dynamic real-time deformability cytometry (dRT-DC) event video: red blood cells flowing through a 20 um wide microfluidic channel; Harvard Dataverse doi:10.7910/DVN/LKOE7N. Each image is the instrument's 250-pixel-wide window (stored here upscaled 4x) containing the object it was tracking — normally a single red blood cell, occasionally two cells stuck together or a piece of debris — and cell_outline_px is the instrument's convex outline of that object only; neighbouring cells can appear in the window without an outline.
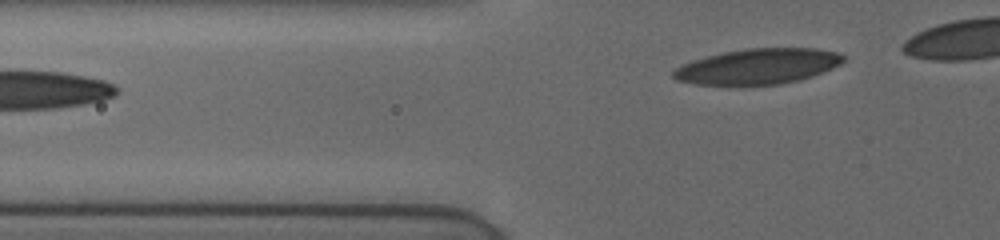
{"species": "human", "species_latin": "Homo sapiens", "temperature_condition": "cold", "stored_images_in_passage": 9, "segment_of_instrument_passage": [2, 2], "camera_frame_rate_fps": 3000, "um_per_image_px": 0.085, "donor": {"sex": "female"}, "frame": {"image": 1, "passage_image": 9, "time_ms": 4.667, "image_size_px": [1000, 240], "cell_outline_px": [[844, 60], [840, 64], [832, 68], [812, 76], [780, 84], [696, 84], [676, 80], [672, 76], [672, 72], [676, 68], [692, 60], [724, 52], [744, 48], [816, 48], [840, 52], [844, 56]], "centroid_in_image_um": [64.44, 5.62], "position_along_channel_um": 61.4, "area_um2": 34.8}}